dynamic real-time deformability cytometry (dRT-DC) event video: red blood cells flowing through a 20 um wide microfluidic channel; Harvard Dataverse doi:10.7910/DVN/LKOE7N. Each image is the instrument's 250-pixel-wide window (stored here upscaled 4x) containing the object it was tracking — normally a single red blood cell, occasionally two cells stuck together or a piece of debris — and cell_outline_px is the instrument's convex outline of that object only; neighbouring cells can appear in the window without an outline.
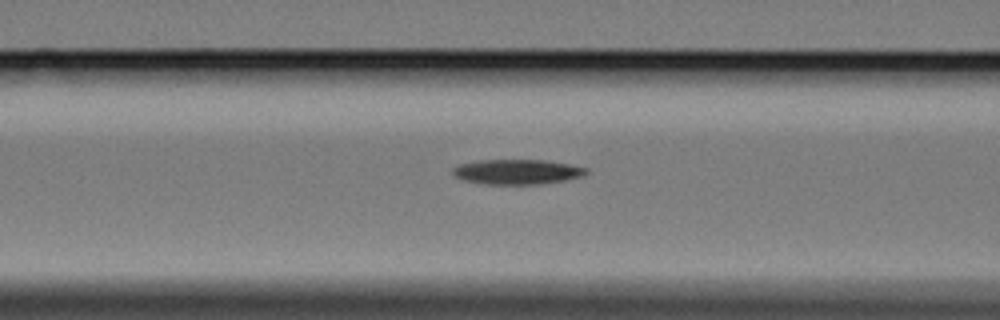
{"species": "Egyptian fruit bat (a non-hibernating species)", "species_latin": "Rousettus aegyptiacus", "temperature_condition": "cold", "stored_images_in_passage": 7, "camera_frame_rate_fps": 3000, "um_per_image_px": 0.085, "animal": {"sex": "female"}, "frame": {"image": 1, "passage_image": 5, "time_ms": 1.333, "image_size_px": [1000, 320], "cell_outline_px": [[588, 172], [584, 176], [564, 180], [540, 184], [480, 184], [464, 180], [456, 176], [452, 172], [452, 168], [460, 164], [480, 160], [544, 160], [568, 164], [588, 168]], "centroid_in_image_um": [43.96, 14.61], "position_along_channel_um": 122.6, "area_um2": 19.36}}